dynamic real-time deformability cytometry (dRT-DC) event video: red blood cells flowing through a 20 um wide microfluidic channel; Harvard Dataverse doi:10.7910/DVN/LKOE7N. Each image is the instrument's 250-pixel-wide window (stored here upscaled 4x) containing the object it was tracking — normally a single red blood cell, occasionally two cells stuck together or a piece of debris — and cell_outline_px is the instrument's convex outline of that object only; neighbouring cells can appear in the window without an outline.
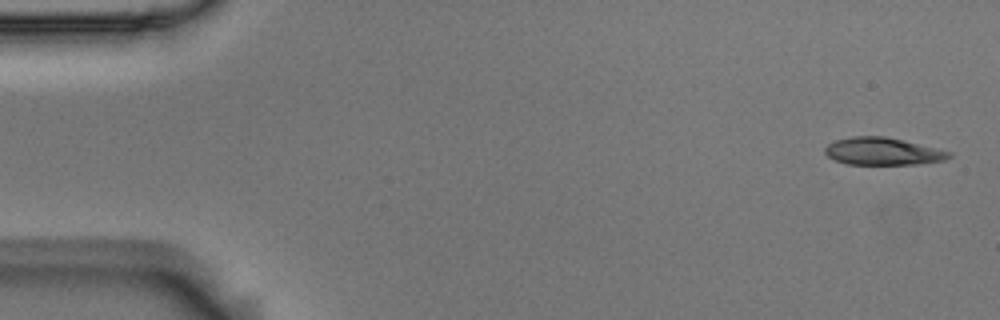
{"species": "Egyptian fruit bat (a non-hibernating species)", "species_latin": "Rousettus aegyptiacus", "temperature_condition": "room temperature", "stored_images_in_passage": 53, "camera_frame_rate_fps": 3000, "um_per_image_px": 0.085, "animal": {"sex": "male"}, "frame": {"image": 1, "passage_image": 1, "time_ms": 0.0, "image_size_px": [1000, 320], "cell_outline_px": [[952, 156], [944, 160], [916, 164], [848, 164], [836, 160], [828, 156], [824, 152], [824, 148], [828, 144], [836, 140], [852, 136], [884, 136], [952, 152]], "centroid_in_image_um": [75.01, 12.86], "position_along_channel_um": 10.0, "area_um2": 19.54}}
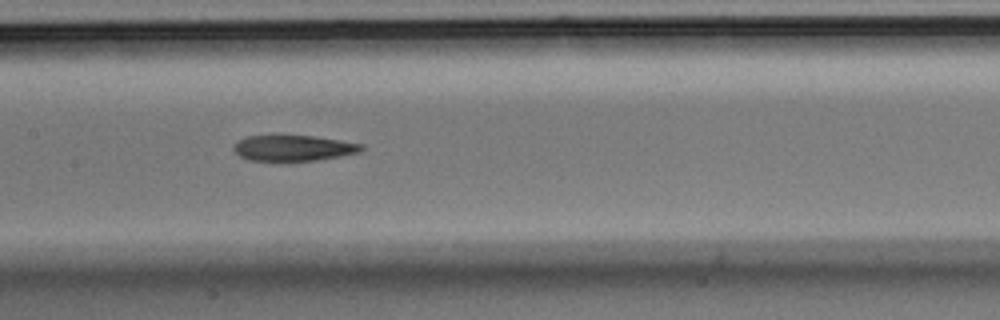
{"frame": {"image": 2, "passage_image": 25, "time_ms": 8.0, "image_size_px": [1000, 320], "cell_outline_px": [[364, 148], [360, 152], [340, 156], [316, 160], [280, 164], [248, 160], [240, 156], [232, 148], [236, 140], [248, 136], [312, 136], [364, 144]], "centroid_in_image_um": [24.88, 12.63], "position_along_channel_um": 182.5, "area_um2": 19.88}}
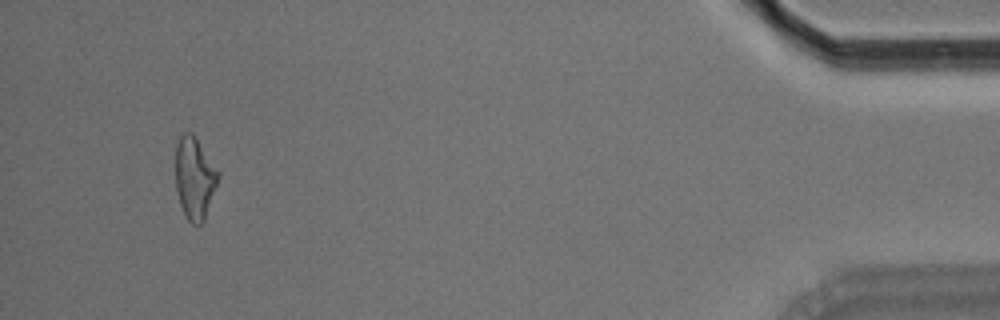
{"frame": {"image": 3, "passage_image": 50, "time_ms": 16.333, "image_size_px": [1000, 320], "cell_outline_px": [[220, 172], [204, 220], [200, 224], [192, 224], [184, 216], [176, 192], [176, 144], [180, 136], [184, 132], [192, 132]], "centroid_in_image_um": [16.52, 15.13], "position_along_channel_um": 418.7, "area_um2": 20.23}, "authors_computed_cell_mechanics": {"area_um2": 20.4034, "velocity_mm_per_s": 3.7177, "shape_relaxation_time_tau1_ms": 6.8078, "shape_relaxation_time_tau2_ms": 5.8576, "deformation_change_tau1": 0.1889, "deformation_change_tau2": 0.1636}}